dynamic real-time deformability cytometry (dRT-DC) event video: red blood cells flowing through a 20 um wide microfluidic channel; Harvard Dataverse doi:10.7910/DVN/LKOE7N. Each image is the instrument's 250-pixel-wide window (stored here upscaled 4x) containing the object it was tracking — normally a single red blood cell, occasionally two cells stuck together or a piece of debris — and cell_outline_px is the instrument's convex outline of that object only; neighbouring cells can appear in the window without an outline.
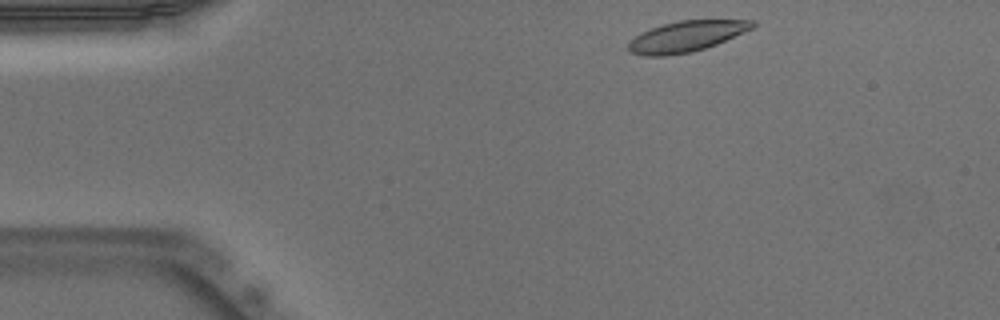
{"species": "Egyptian fruit bat (a non-hibernating species)", "species_latin": "Rousettus aegyptiacus", "temperature_condition": "warm", "stored_images_in_passage": 45, "camera_frame_rate_fps": 3000, "um_per_image_px": 0.085, "animal": {"sex": "male"}, "frame": {"image": 1, "passage_image": 2, "time_ms": 0.333, "image_size_px": [1000, 320], "cell_outline_px": [[756, 24], [752, 28], [716, 44], [692, 52], [664, 56], [644, 56], [628, 52], [628, 40], [640, 32], [664, 24], [680, 20], [756, 20]], "centroid_in_image_um": [58.28, 3.1], "position_along_channel_um": 26.7, "area_um2": 22.2}}
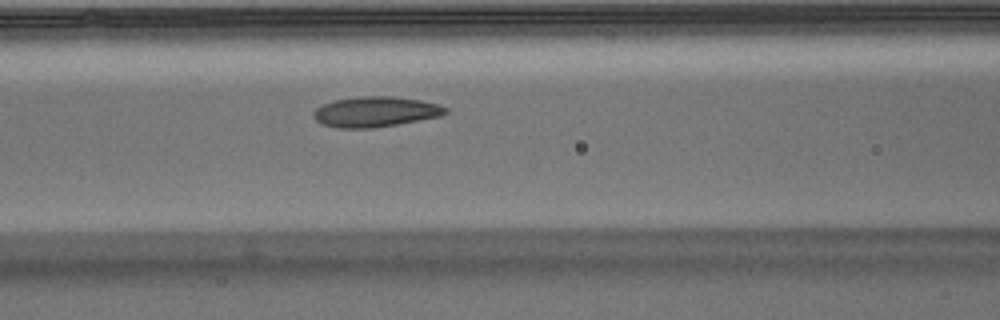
{"frame": {"image": 2, "passage_image": 15, "time_ms": 4.667, "image_size_px": [1000, 320], "cell_outline_px": [[448, 112], [440, 116], [396, 124], [372, 128], [336, 128], [320, 124], [312, 116], [312, 112], [316, 108], [324, 104], [336, 100], [360, 96], [392, 96], [420, 100], [440, 104], [448, 108]], "centroid_in_image_um": [31.89, 9.5], "position_along_channel_um": 134.7, "area_um2": 23.35}}
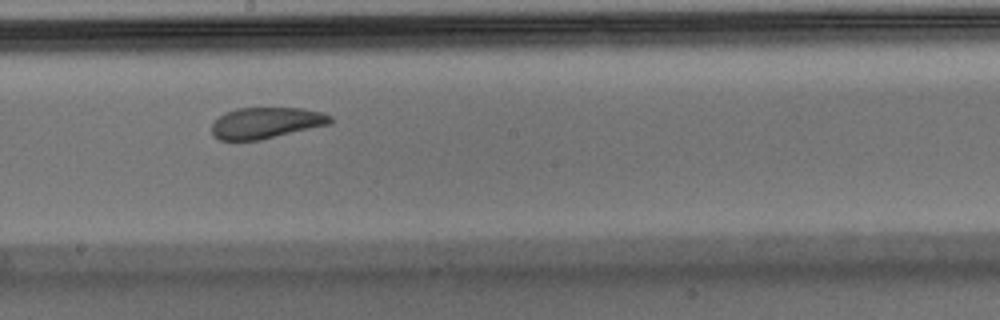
{"frame": {"image": 3, "passage_image": 22, "time_ms": 7.0, "image_size_px": [1000, 320], "cell_outline_px": [[332, 124], [260, 140], [220, 140], [212, 136], [212, 124], [224, 112], [236, 108], [304, 108], [324, 112], [332, 116]], "centroid_in_image_um": [22.65, 10.44], "position_along_channel_um": 225.5, "area_um2": 21.79}, "authors_computed_cell_mechanics": {"area_um2": 23.2356, "velocity_mm_per_s": 3.9028, "shape_relaxation_time_tau1_ms": 3.7957, "shape_relaxation_time_tau2_ms": 2.2458, "deformation_change_tau1": 0.1329, "deformation_change_tau2": 0.0768}}